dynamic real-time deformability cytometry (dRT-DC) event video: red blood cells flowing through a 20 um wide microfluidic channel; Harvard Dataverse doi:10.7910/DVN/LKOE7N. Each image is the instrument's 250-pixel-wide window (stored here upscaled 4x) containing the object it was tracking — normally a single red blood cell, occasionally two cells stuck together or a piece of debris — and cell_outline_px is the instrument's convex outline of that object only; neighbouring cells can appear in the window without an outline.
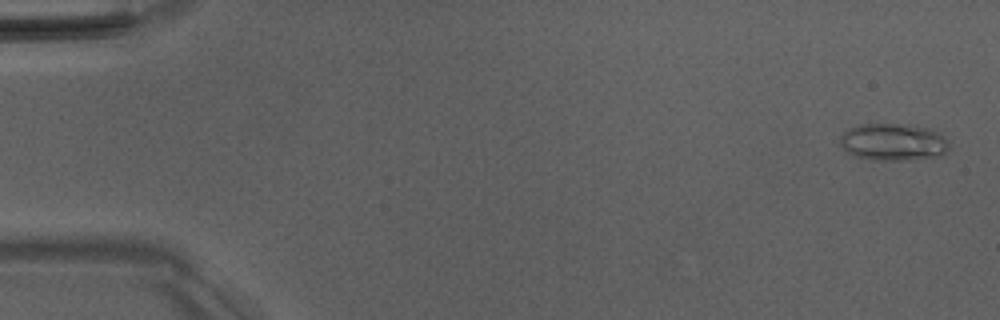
{"species": "Egyptian fruit bat (a non-hibernating species)", "species_latin": "Rousettus aegyptiacus", "temperature_condition": "room temperature", "stored_images_in_passage": 50, "camera_frame_rate_fps": 3000, "um_per_image_px": 0.085, "animal": {"sex": "male"}, "frame": {"image": 1, "passage_image": 1, "time_ms": 0.0, "image_size_px": [1000, 320], "cell_outline_px": [[948, 152], [944, 156], [900, 160], [872, 160], [852, 156], [840, 144], [840, 136], [848, 128], [860, 124], [908, 124], [928, 128], [940, 132], [948, 140]], "centroid_in_image_um": [75.95, 12.07], "position_along_channel_um": 9.1, "area_um2": 23.99}}
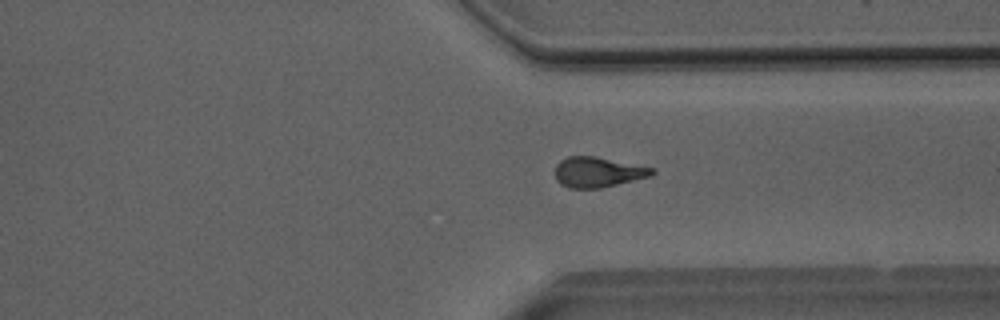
{"frame": {"image": 2, "passage_image": 38, "time_ms": 12.333, "image_size_px": [1000, 320], "cell_outline_px": [[656, 172], [652, 176], [600, 188], [568, 188], [560, 184], [556, 180], [556, 164], [560, 160], [568, 156], [592, 156], [656, 168]], "centroid_in_image_um": [50.83, 14.63], "position_along_channel_um": 360.6, "area_um2": 17.11}}
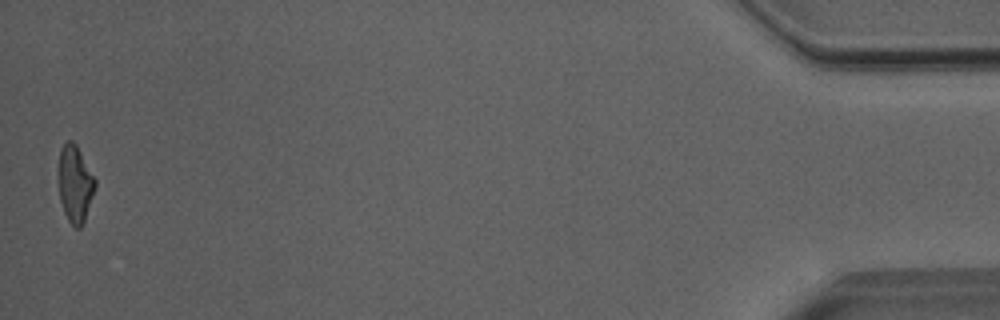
{"frame": {"image": 3, "passage_image": 50, "time_ms": 16.333, "image_size_px": [1000, 320], "cell_outline_px": [[96, 184], [84, 220], [80, 228], [76, 228], [68, 220], [64, 212], [60, 200], [60, 148], [68, 140], [72, 140], [76, 144], [96, 180]], "centroid_in_image_um": [6.39, 15.62], "position_along_channel_um": 428.8, "area_um2": 15.84}, "authors_computed_cell_mechanics": {"area_um2": 17.2822, "velocity_mm_per_s": 4.0518, "shape_relaxation_time_tau1_ms": null, "shape_relaxation_time_tau2_ms": 4.1907, "deformation_change_tau1": null, "deformation_change_tau2": 0.1515}}